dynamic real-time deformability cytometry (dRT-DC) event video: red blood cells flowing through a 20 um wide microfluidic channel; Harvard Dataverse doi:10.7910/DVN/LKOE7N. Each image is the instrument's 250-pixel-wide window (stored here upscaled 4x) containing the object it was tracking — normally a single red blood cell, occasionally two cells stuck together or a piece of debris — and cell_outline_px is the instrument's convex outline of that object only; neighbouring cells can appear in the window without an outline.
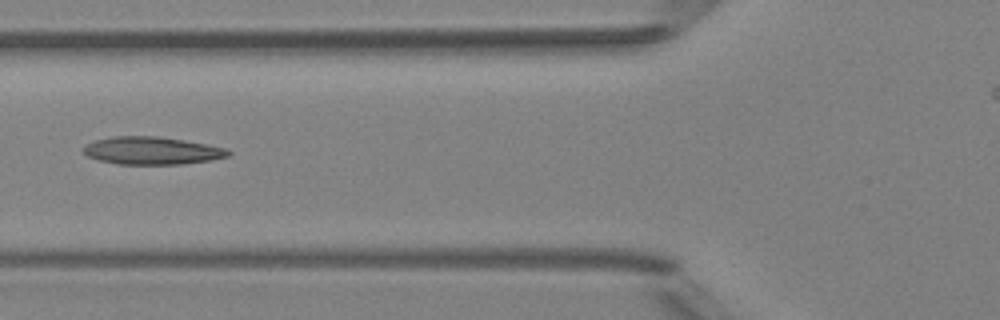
{"species": "Egyptian fruit bat (a non-hibernating species)", "species_latin": "Rousettus aegyptiacus", "temperature_condition": "room temperature", "stored_images_in_passage": 7, "camera_frame_rate_fps": 3000, "um_per_image_px": 0.085, "animal": {"sex": "female"}, "frame": {"image": 1, "passage_image": 6, "time_ms": 5.667, "image_size_px": [1000, 320], "cell_outline_px": [[232, 152], [228, 156], [212, 160], [180, 164], [116, 164], [100, 160], [88, 156], [80, 152], [80, 148], [96, 140], [112, 136], [156, 136], [184, 140], [208, 144], [228, 148]], "centroid_in_image_um": [12.91, 12.8], "position_along_channel_um": 112.9, "area_um2": 23.52}}
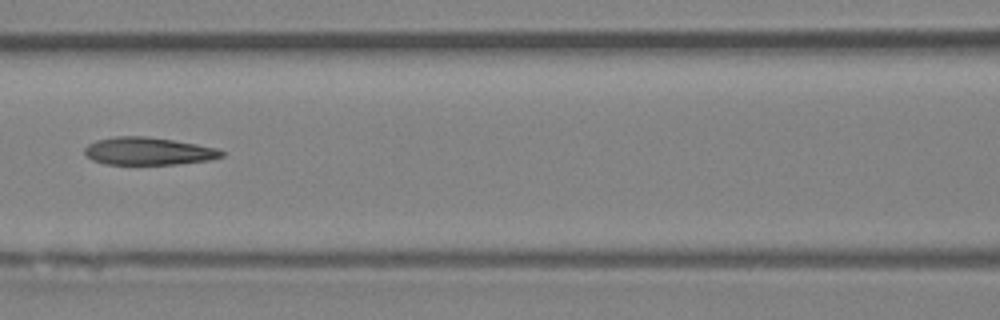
{"frame": {"image": 2, "passage_image": 7, "time_ms": 6.667, "image_size_px": [1000, 320], "cell_outline_px": [[224, 156], [208, 160], [176, 164], [104, 164], [92, 160], [84, 152], [84, 148], [88, 144], [96, 140], [116, 136], [144, 136], [172, 140], [196, 144], [216, 148], [224, 152]], "centroid_in_image_um": [12.58, 12.85], "position_along_channel_um": 154.0, "area_um2": 21.91}}